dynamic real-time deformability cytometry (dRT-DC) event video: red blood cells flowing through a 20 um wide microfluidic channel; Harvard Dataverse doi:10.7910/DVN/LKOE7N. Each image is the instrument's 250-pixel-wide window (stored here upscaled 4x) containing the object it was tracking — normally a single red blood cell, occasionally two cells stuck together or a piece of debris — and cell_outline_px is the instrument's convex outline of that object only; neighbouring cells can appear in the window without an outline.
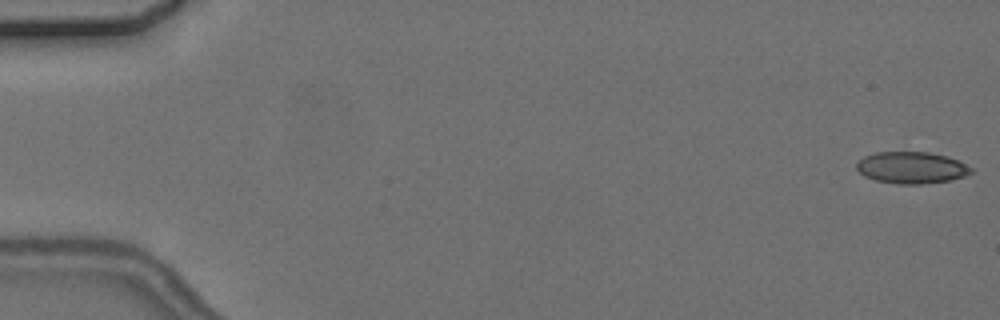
{"species": "common noctule bat (a hibernating species)", "species_latin": "Nyctalus noctula", "temperature_condition": "cold", "stored_images_in_passage": 5, "camera_frame_rate_fps": 3000, "um_per_image_px": 0.085, "animal": {"sex": "female", "body_mass_g": 24.6, "forearm_length_mm": 56.2}, "frame": {"image": 1, "passage_image": 1, "time_ms": 0.0, "image_size_px": [1000, 320], "cell_outline_px": [[972, 172], [964, 176], [948, 180], [920, 184], [900, 184], [876, 180], [864, 176], [856, 168], [856, 164], [864, 156], [876, 152], [928, 152], [948, 156], [972, 168]], "centroid_in_image_um": [77.45, 14.24], "position_along_channel_um": 7.5, "area_um2": 20.92}}
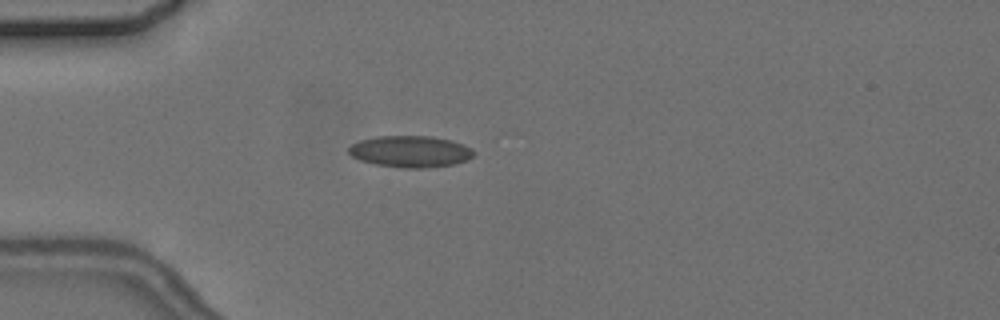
{"frame": {"image": 2, "passage_image": 4, "time_ms": 5.0, "image_size_px": [1000, 320], "cell_outline_px": [[476, 152], [468, 160], [452, 164], [420, 168], [404, 168], [376, 164], [360, 160], [352, 156], [348, 152], [348, 148], [352, 144], [360, 140], [376, 136], [432, 136], [452, 140], [472, 148]], "centroid_in_image_um": [34.89, 12.86], "position_along_channel_um": 50.1, "area_um2": 22.95}}